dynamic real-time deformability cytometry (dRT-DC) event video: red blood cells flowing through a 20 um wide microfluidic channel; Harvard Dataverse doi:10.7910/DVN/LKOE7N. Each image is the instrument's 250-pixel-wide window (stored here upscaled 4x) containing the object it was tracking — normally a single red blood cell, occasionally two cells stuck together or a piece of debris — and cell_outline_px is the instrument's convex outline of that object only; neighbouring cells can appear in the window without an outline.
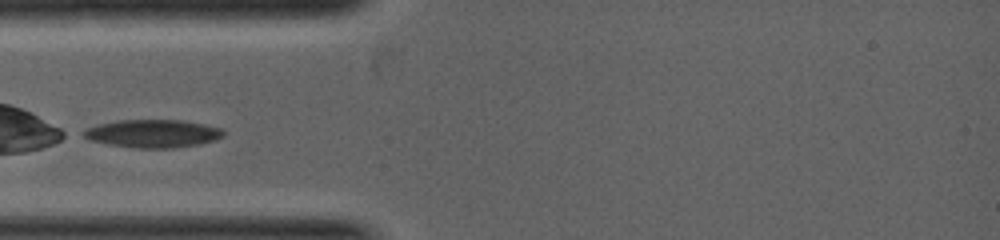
{"species": "common noctule bat (a hibernating species)", "species_latin": "Nyctalus noctula", "temperature_condition": "warm", "stored_images_in_passage": 3, "camera_frame_rate_fps": 5000, "um_per_image_px": 0.085, "animal": {"sex": "female", "body_mass_g": 19.0, "forearm_length_mm": 53.3}, "frame": {"image": 1, "passage_image": 1, "time_ms": 0.0, "image_size_px": [1000, 240], "cell_outline_px": [[224, 136], [216, 140], [200, 144], [172, 148], [132, 148], [108, 144], [92, 140], [76, 132], [84, 128], [116, 120], [184, 120], [224, 128]], "centroid_in_image_um": [12.98, 11.35], "position_along_channel_um": 72.0, "area_um2": 23.18}}
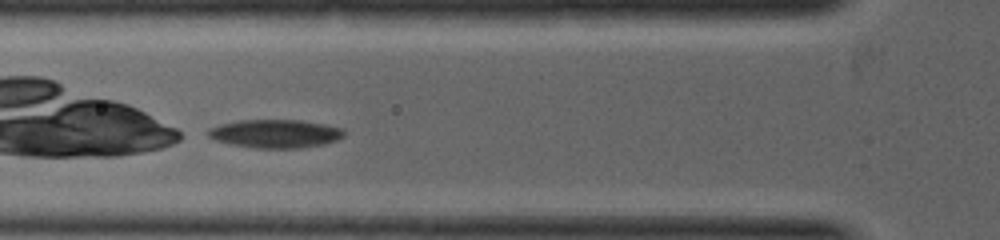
{"frame": {"image": 2, "passage_image": 2, "time_ms": 0.4, "image_size_px": [1000, 240], "cell_outline_px": [[344, 136], [340, 140], [324, 144], [300, 148], [256, 148], [232, 144], [216, 140], [208, 136], [204, 132], [208, 128], [220, 124], [240, 120], [300, 120], [324, 124], [340, 128], [344, 132]], "centroid_in_image_um": [23.39, 11.36], "position_along_channel_um": 102.4, "area_um2": 22.54}}